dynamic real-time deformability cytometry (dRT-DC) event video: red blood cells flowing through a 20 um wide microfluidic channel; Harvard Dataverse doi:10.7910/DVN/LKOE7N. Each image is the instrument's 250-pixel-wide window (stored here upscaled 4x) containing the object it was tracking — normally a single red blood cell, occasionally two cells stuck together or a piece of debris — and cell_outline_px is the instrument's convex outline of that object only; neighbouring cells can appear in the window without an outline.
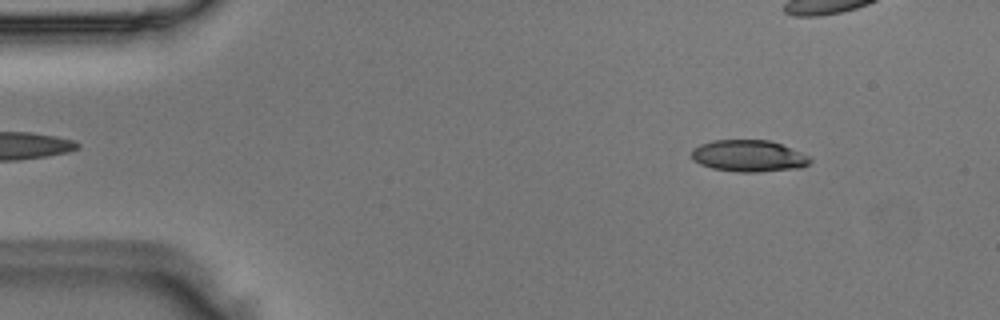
{"species": "Egyptian fruit bat (a non-hibernating species)", "species_latin": "Rousettus aegyptiacus", "temperature_condition": "room temperature", "stored_images_in_passage": 4, "camera_frame_rate_fps": 3000, "um_per_image_px": 0.085, "animal": {"sex": "male"}, "frame": {"image": 1, "passage_image": 1, "time_ms": 0.0, "image_size_px": [1000, 320], "cell_outline_px": [[812, 160], [808, 164], [800, 168], [760, 172], [740, 172], [712, 168], [700, 164], [692, 160], [692, 148], [700, 144], [712, 140], [768, 140], [780, 144], [812, 156]], "centroid_in_image_um": [63.65, 13.25], "position_along_channel_um": 21.4, "area_um2": 22.02}}
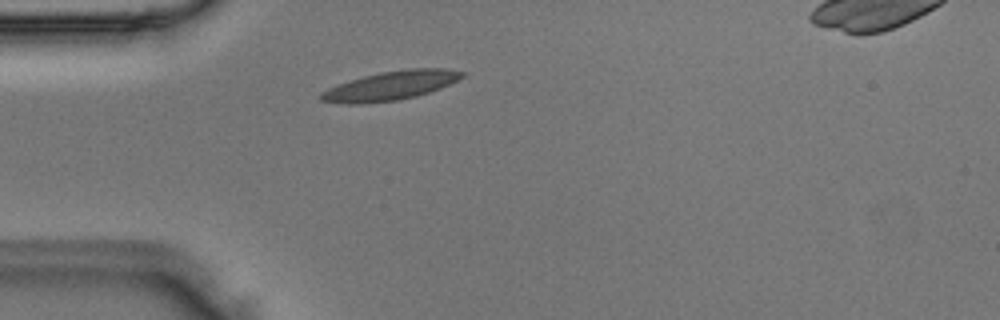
{"frame": {"image": 2, "passage_image": 4, "time_ms": 1.0, "image_size_px": [1000, 320], "cell_outline_px": [[464, 76], [440, 88], [416, 96], [400, 100], [356, 104], [348, 104], [320, 100], [320, 92], [328, 88], [364, 76], [380, 72], [408, 68], [444, 68], [464, 72]], "centroid_in_image_um": [33.2, 7.28], "position_along_channel_um": 51.8, "area_um2": 23.52}}